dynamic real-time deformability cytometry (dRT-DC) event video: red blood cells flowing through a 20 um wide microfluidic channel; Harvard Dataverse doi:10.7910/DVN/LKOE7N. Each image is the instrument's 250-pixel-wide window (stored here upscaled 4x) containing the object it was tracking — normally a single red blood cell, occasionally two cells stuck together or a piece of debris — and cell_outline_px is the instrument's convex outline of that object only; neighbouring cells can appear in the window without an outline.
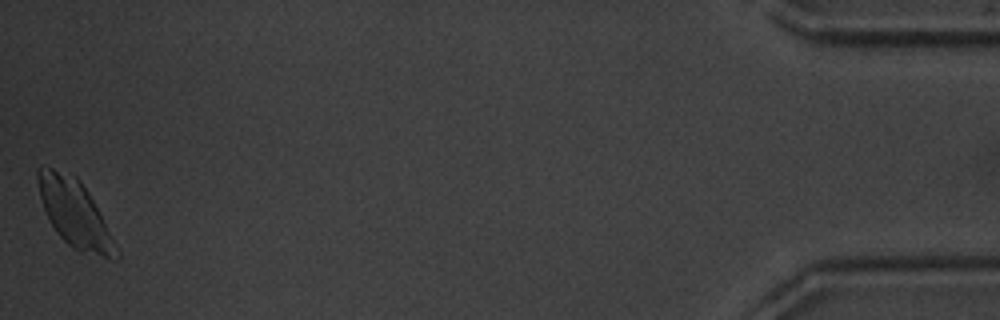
{"species": "common noctule bat (a hibernating species)", "species_latin": "Nyctalus noctula", "temperature_condition": "warm", "stored_images_in_passage": 51, "camera_frame_rate_fps": 3000, "um_per_image_px": 0.085, "animal": {"sex": "male", "body_mass_g": 20.1, "forearm_length_mm": 53.5}, "frame": {"image": 1, "passage_image": 51, "time_ms": 16.667, "image_size_px": [1000, 320], "cell_outline_px": [[120, 256], [116, 260], [80, 252], [72, 248], [56, 232], [44, 208], [40, 196], [36, 180], [36, 168], [40, 164], [76, 176], [80, 180], [88, 192], [116, 244], [120, 252]], "centroid_in_image_um": [6.33, 18.14], "position_along_channel_um": 428.9, "area_um2": 30.4}}